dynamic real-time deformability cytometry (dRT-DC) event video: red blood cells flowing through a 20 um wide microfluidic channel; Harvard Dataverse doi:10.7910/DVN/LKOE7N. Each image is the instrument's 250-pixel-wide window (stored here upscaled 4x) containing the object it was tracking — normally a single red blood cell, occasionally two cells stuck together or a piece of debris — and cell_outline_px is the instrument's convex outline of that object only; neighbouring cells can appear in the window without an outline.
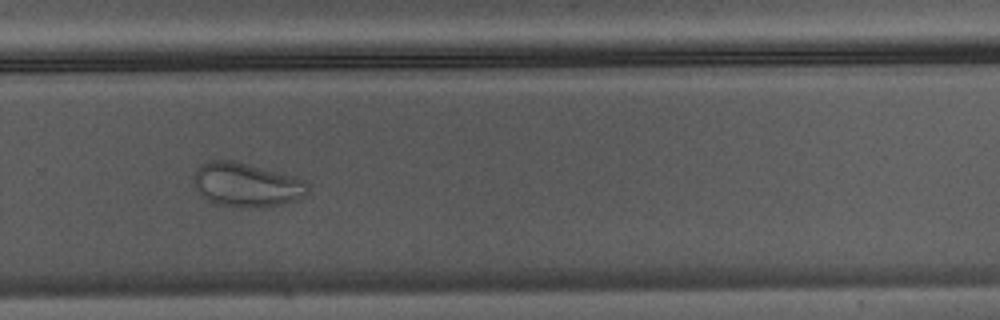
{"species": "Egyptian fruit bat (a non-hibernating species)", "species_latin": "Rousettus aegyptiacus", "temperature_condition": "warm", "stored_images_in_passage": 36, "camera_frame_rate_fps": 3000, "um_per_image_px": 0.085, "animal": {"sex": "male"}, "frame": {"image": 1, "passage_image": 21, "time_ms": 6.667, "image_size_px": [1000, 320], "cell_outline_px": [[308, 192], [304, 196], [296, 200], [264, 208], [244, 208], [216, 204], [208, 200], [196, 188], [192, 180], [192, 176], [196, 168], [200, 164], [212, 160], [232, 160], [296, 176], [304, 180], [308, 184]], "centroid_in_image_um": [20.95, 15.71], "position_along_channel_um": 308.9, "area_um2": 29.59}}
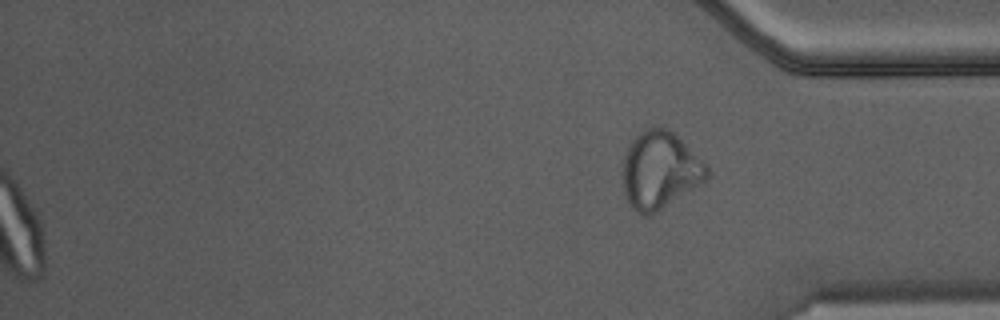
{"frame": {"image": 2, "passage_image": 36, "time_ms": 11.667, "image_size_px": [1000, 320], "cell_outline_px": [[708, 176], [704, 180], [656, 212], [648, 216], [644, 216], [636, 212], [628, 200], [624, 192], [624, 156], [628, 144], [644, 128], [668, 128], [708, 164]], "centroid_in_image_um": [56.08, 14.44], "position_along_channel_um": 379.1, "area_um2": 37.22}}